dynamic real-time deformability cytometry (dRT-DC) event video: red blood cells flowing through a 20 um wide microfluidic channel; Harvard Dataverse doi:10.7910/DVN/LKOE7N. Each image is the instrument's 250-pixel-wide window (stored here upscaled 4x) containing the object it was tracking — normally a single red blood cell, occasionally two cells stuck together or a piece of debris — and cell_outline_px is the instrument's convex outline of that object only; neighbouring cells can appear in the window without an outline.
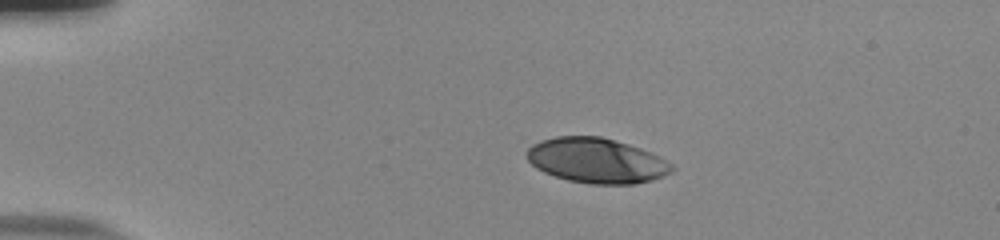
{"species": "human", "species_latin": "Homo sapiens", "temperature_condition": "room temperature", "stored_images_in_passage": 43, "camera_frame_rate_fps": 3000, "um_per_image_px": 0.085, "donor": {"sex": "male"}, "frame": {"image": 1, "passage_image": 1, "time_ms": 0.0, "image_size_px": [1000, 240], "cell_outline_px": [[676, 168], [672, 172], [652, 180], [636, 184], [588, 184], [568, 180], [544, 172], [536, 168], [524, 156], [528, 148], [532, 144], [556, 136], [600, 136], [628, 144], [640, 148], [672, 164]], "centroid_in_image_um": [50.68, 13.66], "position_along_channel_um": 34.3, "area_um2": 37.92}}
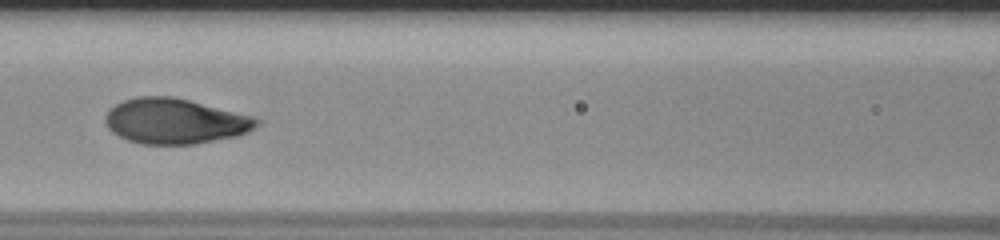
{"frame": {"image": 2, "passage_image": 15, "time_ms": 4.667, "image_size_px": [1000, 240], "cell_outline_px": [[260, 124], [256, 128], [248, 132], [236, 136], [196, 144], [140, 144], [128, 140], [112, 132], [108, 128], [104, 120], [104, 116], [116, 104], [124, 100], [136, 96], [172, 96], [252, 116], [260, 120]], "centroid_in_image_um": [14.87, 10.3], "position_along_channel_um": 151.7, "area_um2": 39.88}}
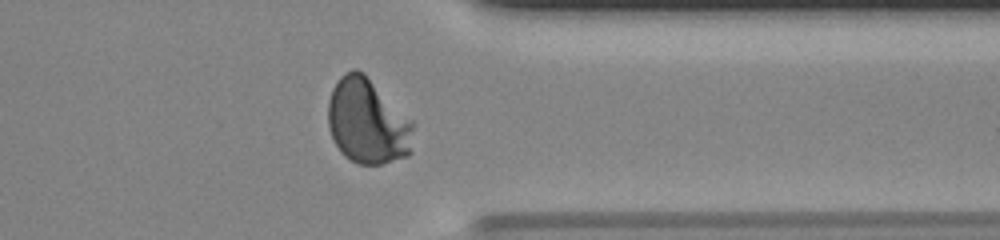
{"frame": {"image": 3, "passage_image": 33, "time_ms": 10.667, "image_size_px": [1000, 240], "cell_outline_px": [[412, 152], [408, 156], [380, 164], [356, 164], [344, 156], [340, 152], [328, 128], [328, 100], [332, 88], [340, 76], [344, 72], [352, 68], [356, 68], [364, 72], [412, 120]], "centroid_in_image_um": [31.22, 10.31], "position_along_channel_um": 380.2, "area_um2": 42.77}, "authors_computed_cell_mechanics": {"area_um2": 39.882, "velocity_mm_per_s": 3.8549, "shape_relaxation_time_tau1_ms": 3.7317, "shape_relaxation_time_tau2_ms": null, "deformation_change_tau1": 0.2102, "deformation_change_tau2": null}}